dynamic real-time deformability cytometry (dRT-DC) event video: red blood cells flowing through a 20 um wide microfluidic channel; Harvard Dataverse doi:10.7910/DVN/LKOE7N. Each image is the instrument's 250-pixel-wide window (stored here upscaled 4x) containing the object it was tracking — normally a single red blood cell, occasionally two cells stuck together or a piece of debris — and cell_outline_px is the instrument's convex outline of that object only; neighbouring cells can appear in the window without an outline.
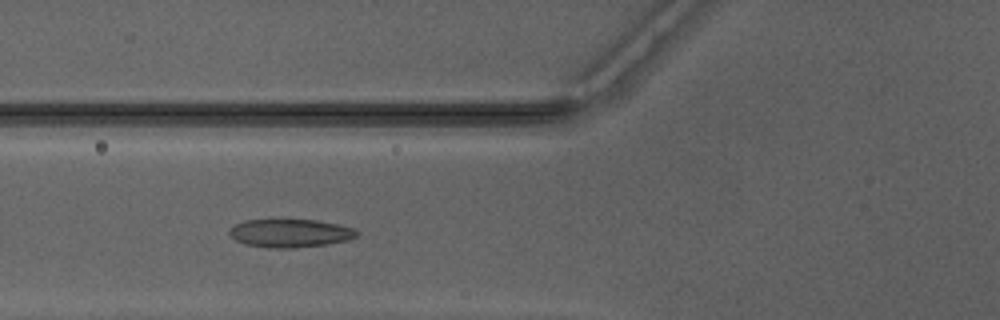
{"species": "Egyptian fruit bat (a non-hibernating species)", "species_latin": "Rousettus aegyptiacus", "temperature_condition": "warm", "stored_images_in_passage": 41, "camera_frame_rate_fps": 3000, "um_per_image_px": 0.085, "animal": {"sex": "male"}, "frame": {"image": 1, "passage_image": 11, "time_ms": 3.333, "image_size_px": [1000, 320], "cell_outline_px": [[360, 232], [356, 236], [348, 240], [328, 244], [296, 248], [268, 248], [244, 244], [236, 240], [228, 232], [236, 224], [244, 220], [316, 220], [356, 228]], "centroid_in_image_um": [24.7, 19.83], "position_along_channel_um": 101.1, "area_um2": 20.98}}
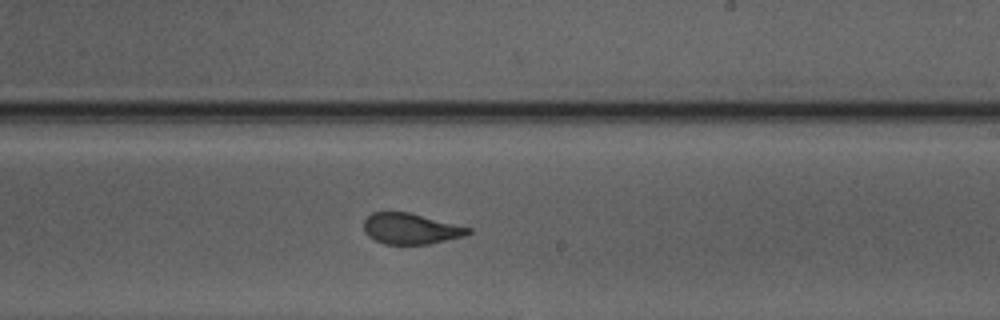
{"frame": {"image": 2, "passage_image": 22, "time_ms": 7.0, "image_size_px": [1000, 320], "cell_outline_px": [[472, 232], [464, 236], [428, 244], [384, 244], [368, 236], [364, 232], [364, 220], [372, 212], [408, 212], [472, 228]], "centroid_in_image_um": [34.9, 19.44], "position_along_channel_um": 254.1, "area_um2": 18.67}}
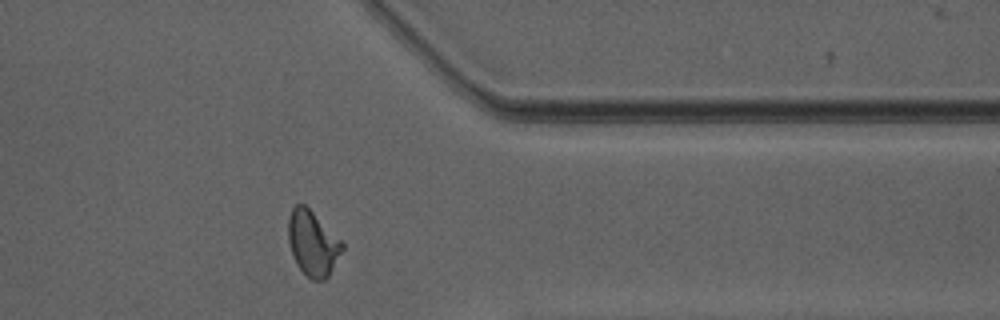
{"frame": {"image": 3, "passage_image": 32, "time_ms": 10.333, "image_size_px": [1000, 320], "cell_outline_px": [[344, 248], [328, 276], [324, 280], [312, 280], [296, 264], [288, 240], [288, 220], [292, 208], [296, 204], [304, 204], [344, 244]], "centroid_in_image_um": [26.57, 20.69], "position_along_channel_um": 384.8, "area_um2": 19.94}, "authors_computed_cell_mechanics": {"area_um2": 19.9988, "velocity_mm_per_s": 4.1644, "shape_relaxation_time_tau1_ms": null, "shape_relaxation_time_tau2_ms": 0.9721, "deformation_change_tau1": null, "deformation_change_tau2": 0.0675}}